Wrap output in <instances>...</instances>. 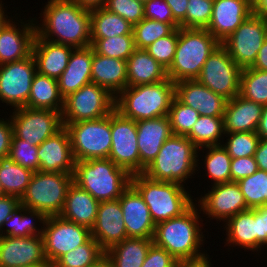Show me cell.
I'll list each match as a JSON object with an SVG mask.
<instances>
[{
	"mask_svg": "<svg viewBox=\"0 0 267 267\" xmlns=\"http://www.w3.org/2000/svg\"><path fill=\"white\" fill-rule=\"evenodd\" d=\"M47 3L41 12L42 24L35 20L39 37L74 49L91 46L90 9L72 0H49Z\"/></svg>",
	"mask_w": 267,
	"mask_h": 267,
	"instance_id": "cell-1",
	"label": "cell"
},
{
	"mask_svg": "<svg viewBox=\"0 0 267 267\" xmlns=\"http://www.w3.org/2000/svg\"><path fill=\"white\" fill-rule=\"evenodd\" d=\"M193 204L181 216L171 218L156 224L153 243L167 250L176 260L195 261L206 257L208 254L200 248L205 241L202 227L199 222L201 217ZM200 225V226H199Z\"/></svg>",
	"mask_w": 267,
	"mask_h": 267,
	"instance_id": "cell-2",
	"label": "cell"
},
{
	"mask_svg": "<svg viewBox=\"0 0 267 267\" xmlns=\"http://www.w3.org/2000/svg\"><path fill=\"white\" fill-rule=\"evenodd\" d=\"M175 97V83L169 78L154 84L127 87L115 100V109L134 121L168 116Z\"/></svg>",
	"mask_w": 267,
	"mask_h": 267,
	"instance_id": "cell-3",
	"label": "cell"
},
{
	"mask_svg": "<svg viewBox=\"0 0 267 267\" xmlns=\"http://www.w3.org/2000/svg\"><path fill=\"white\" fill-rule=\"evenodd\" d=\"M220 44L207 29L179 27L174 59L167 69L168 78L174 83L196 80L207 58Z\"/></svg>",
	"mask_w": 267,
	"mask_h": 267,
	"instance_id": "cell-4",
	"label": "cell"
},
{
	"mask_svg": "<svg viewBox=\"0 0 267 267\" xmlns=\"http://www.w3.org/2000/svg\"><path fill=\"white\" fill-rule=\"evenodd\" d=\"M198 153V148L186 136L172 135L143 174L153 180L184 185L198 169Z\"/></svg>",
	"mask_w": 267,
	"mask_h": 267,
	"instance_id": "cell-5",
	"label": "cell"
},
{
	"mask_svg": "<svg viewBox=\"0 0 267 267\" xmlns=\"http://www.w3.org/2000/svg\"><path fill=\"white\" fill-rule=\"evenodd\" d=\"M73 182L97 201L118 199L131 185V175L109 158L75 162Z\"/></svg>",
	"mask_w": 267,
	"mask_h": 267,
	"instance_id": "cell-6",
	"label": "cell"
},
{
	"mask_svg": "<svg viewBox=\"0 0 267 267\" xmlns=\"http://www.w3.org/2000/svg\"><path fill=\"white\" fill-rule=\"evenodd\" d=\"M131 185L142 196L155 224L181 216L194 204L185 185L153 180L143 173L132 175Z\"/></svg>",
	"mask_w": 267,
	"mask_h": 267,
	"instance_id": "cell-7",
	"label": "cell"
},
{
	"mask_svg": "<svg viewBox=\"0 0 267 267\" xmlns=\"http://www.w3.org/2000/svg\"><path fill=\"white\" fill-rule=\"evenodd\" d=\"M73 174L59 172H34L20 204L37 210L46 217L59 216L64 207L68 187Z\"/></svg>",
	"mask_w": 267,
	"mask_h": 267,
	"instance_id": "cell-8",
	"label": "cell"
},
{
	"mask_svg": "<svg viewBox=\"0 0 267 267\" xmlns=\"http://www.w3.org/2000/svg\"><path fill=\"white\" fill-rule=\"evenodd\" d=\"M71 139L76 162L109 158L112 145L111 113L108 116L75 123H63Z\"/></svg>",
	"mask_w": 267,
	"mask_h": 267,
	"instance_id": "cell-9",
	"label": "cell"
},
{
	"mask_svg": "<svg viewBox=\"0 0 267 267\" xmlns=\"http://www.w3.org/2000/svg\"><path fill=\"white\" fill-rule=\"evenodd\" d=\"M115 100L107 89L90 82L64 98L62 122L75 123L108 116L115 109Z\"/></svg>",
	"mask_w": 267,
	"mask_h": 267,
	"instance_id": "cell-10",
	"label": "cell"
},
{
	"mask_svg": "<svg viewBox=\"0 0 267 267\" xmlns=\"http://www.w3.org/2000/svg\"><path fill=\"white\" fill-rule=\"evenodd\" d=\"M241 71L242 68L220 44L207 58L196 80L215 94L231 100L239 94Z\"/></svg>",
	"mask_w": 267,
	"mask_h": 267,
	"instance_id": "cell-11",
	"label": "cell"
},
{
	"mask_svg": "<svg viewBox=\"0 0 267 267\" xmlns=\"http://www.w3.org/2000/svg\"><path fill=\"white\" fill-rule=\"evenodd\" d=\"M12 110L14 112L9 117L13 134L33 146H39L64 127L61 112L58 111L28 107Z\"/></svg>",
	"mask_w": 267,
	"mask_h": 267,
	"instance_id": "cell-12",
	"label": "cell"
},
{
	"mask_svg": "<svg viewBox=\"0 0 267 267\" xmlns=\"http://www.w3.org/2000/svg\"><path fill=\"white\" fill-rule=\"evenodd\" d=\"M267 38V19L252 14L221 44L242 69L252 67Z\"/></svg>",
	"mask_w": 267,
	"mask_h": 267,
	"instance_id": "cell-13",
	"label": "cell"
},
{
	"mask_svg": "<svg viewBox=\"0 0 267 267\" xmlns=\"http://www.w3.org/2000/svg\"><path fill=\"white\" fill-rule=\"evenodd\" d=\"M111 137L109 159L131 176L140 174L136 121L114 109L111 112Z\"/></svg>",
	"mask_w": 267,
	"mask_h": 267,
	"instance_id": "cell-14",
	"label": "cell"
},
{
	"mask_svg": "<svg viewBox=\"0 0 267 267\" xmlns=\"http://www.w3.org/2000/svg\"><path fill=\"white\" fill-rule=\"evenodd\" d=\"M46 260L55 263L62 255L86 243L91 237V229L60 216L46 218L42 231Z\"/></svg>",
	"mask_w": 267,
	"mask_h": 267,
	"instance_id": "cell-15",
	"label": "cell"
},
{
	"mask_svg": "<svg viewBox=\"0 0 267 267\" xmlns=\"http://www.w3.org/2000/svg\"><path fill=\"white\" fill-rule=\"evenodd\" d=\"M36 62L31 54L26 59L0 65V100L14 109L26 107L35 76Z\"/></svg>",
	"mask_w": 267,
	"mask_h": 267,
	"instance_id": "cell-16",
	"label": "cell"
},
{
	"mask_svg": "<svg viewBox=\"0 0 267 267\" xmlns=\"http://www.w3.org/2000/svg\"><path fill=\"white\" fill-rule=\"evenodd\" d=\"M197 207L207 218L224 223L234 215L250 209L237 182L212 185L211 191L200 197ZM200 203V204H199ZM218 219V220H217Z\"/></svg>",
	"mask_w": 267,
	"mask_h": 267,
	"instance_id": "cell-17",
	"label": "cell"
},
{
	"mask_svg": "<svg viewBox=\"0 0 267 267\" xmlns=\"http://www.w3.org/2000/svg\"><path fill=\"white\" fill-rule=\"evenodd\" d=\"M46 261L42 235L0 236V267H29Z\"/></svg>",
	"mask_w": 267,
	"mask_h": 267,
	"instance_id": "cell-18",
	"label": "cell"
},
{
	"mask_svg": "<svg viewBox=\"0 0 267 267\" xmlns=\"http://www.w3.org/2000/svg\"><path fill=\"white\" fill-rule=\"evenodd\" d=\"M252 14V0H213L207 30L222 43Z\"/></svg>",
	"mask_w": 267,
	"mask_h": 267,
	"instance_id": "cell-19",
	"label": "cell"
},
{
	"mask_svg": "<svg viewBox=\"0 0 267 267\" xmlns=\"http://www.w3.org/2000/svg\"><path fill=\"white\" fill-rule=\"evenodd\" d=\"M13 20L0 31V65L26 59L32 54L36 35L35 21L33 18L26 22L17 20L21 24L16 25L18 23Z\"/></svg>",
	"mask_w": 267,
	"mask_h": 267,
	"instance_id": "cell-20",
	"label": "cell"
},
{
	"mask_svg": "<svg viewBox=\"0 0 267 267\" xmlns=\"http://www.w3.org/2000/svg\"><path fill=\"white\" fill-rule=\"evenodd\" d=\"M39 171L74 174L75 159L68 130L63 127L38 146Z\"/></svg>",
	"mask_w": 267,
	"mask_h": 267,
	"instance_id": "cell-21",
	"label": "cell"
},
{
	"mask_svg": "<svg viewBox=\"0 0 267 267\" xmlns=\"http://www.w3.org/2000/svg\"><path fill=\"white\" fill-rule=\"evenodd\" d=\"M118 199L127 237L153 239L156 224L139 192L130 185Z\"/></svg>",
	"mask_w": 267,
	"mask_h": 267,
	"instance_id": "cell-22",
	"label": "cell"
},
{
	"mask_svg": "<svg viewBox=\"0 0 267 267\" xmlns=\"http://www.w3.org/2000/svg\"><path fill=\"white\" fill-rule=\"evenodd\" d=\"M91 235L105 251L128 238L119 199L99 203Z\"/></svg>",
	"mask_w": 267,
	"mask_h": 267,
	"instance_id": "cell-23",
	"label": "cell"
},
{
	"mask_svg": "<svg viewBox=\"0 0 267 267\" xmlns=\"http://www.w3.org/2000/svg\"><path fill=\"white\" fill-rule=\"evenodd\" d=\"M175 97L181 103L197 110L199 115L209 117H223L228 101L197 80L175 82Z\"/></svg>",
	"mask_w": 267,
	"mask_h": 267,
	"instance_id": "cell-24",
	"label": "cell"
},
{
	"mask_svg": "<svg viewBox=\"0 0 267 267\" xmlns=\"http://www.w3.org/2000/svg\"><path fill=\"white\" fill-rule=\"evenodd\" d=\"M140 173L153 162L163 143L173 133L168 116L136 121Z\"/></svg>",
	"mask_w": 267,
	"mask_h": 267,
	"instance_id": "cell-25",
	"label": "cell"
},
{
	"mask_svg": "<svg viewBox=\"0 0 267 267\" xmlns=\"http://www.w3.org/2000/svg\"><path fill=\"white\" fill-rule=\"evenodd\" d=\"M73 47L42 39L35 35L32 55L39 74L58 79L66 69Z\"/></svg>",
	"mask_w": 267,
	"mask_h": 267,
	"instance_id": "cell-26",
	"label": "cell"
},
{
	"mask_svg": "<svg viewBox=\"0 0 267 267\" xmlns=\"http://www.w3.org/2000/svg\"><path fill=\"white\" fill-rule=\"evenodd\" d=\"M93 47L73 49L68 65L57 79L63 98L91 82Z\"/></svg>",
	"mask_w": 267,
	"mask_h": 267,
	"instance_id": "cell-27",
	"label": "cell"
},
{
	"mask_svg": "<svg viewBox=\"0 0 267 267\" xmlns=\"http://www.w3.org/2000/svg\"><path fill=\"white\" fill-rule=\"evenodd\" d=\"M263 107L239 94L228 100L223 114L225 133L256 132Z\"/></svg>",
	"mask_w": 267,
	"mask_h": 267,
	"instance_id": "cell-28",
	"label": "cell"
},
{
	"mask_svg": "<svg viewBox=\"0 0 267 267\" xmlns=\"http://www.w3.org/2000/svg\"><path fill=\"white\" fill-rule=\"evenodd\" d=\"M99 201L76 183L68 187L64 207L59 216L91 229L96 221Z\"/></svg>",
	"mask_w": 267,
	"mask_h": 267,
	"instance_id": "cell-29",
	"label": "cell"
},
{
	"mask_svg": "<svg viewBox=\"0 0 267 267\" xmlns=\"http://www.w3.org/2000/svg\"><path fill=\"white\" fill-rule=\"evenodd\" d=\"M91 82L117 96L127 88V65L122 59L97 54L93 49Z\"/></svg>",
	"mask_w": 267,
	"mask_h": 267,
	"instance_id": "cell-30",
	"label": "cell"
},
{
	"mask_svg": "<svg viewBox=\"0 0 267 267\" xmlns=\"http://www.w3.org/2000/svg\"><path fill=\"white\" fill-rule=\"evenodd\" d=\"M126 65L127 87L154 84L168 79L167 69L145 49H135Z\"/></svg>",
	"mask_w": 267,
	"mask_h": 267,
	"instance_id": "cell-31",
	"label": "cell"
},
{
	"mask_svg": "<svg viewBox=\"0 0 267 267\" xmlns=\"http://www.w3.org/2000/svg\"><path fill=\"white\" fill-rule=\"evenodd\" d=\"M226 245L257 252V208L242 211L225 223Z\"/></svg>",
	"mask_w": 267,
	"mask_h": 267,
	"instance_id": "cell-32",
	"label": "cell"
},
{
	"mask_svg": "<svg viewBox=\"0 0 267 267\" xmlns=\"http://www.w3.org/2000/svg\"><path fill=\"white\" fill-rule=\"evenodd\" d=\"M63 106L64 98L60 94L58 81L36 72L26 107L49 109L62 113Z\"/></svg>",
	"mask_w": 267,
	"mask_h": 267,
	"instance_id": "cell-33",
	"label": "cell"
},
{
	"mask_svg": "<svg viewBox=\"0 0 267 267\" xmlns=\"http://www.w3.org/2000/svg\"><path fill=\"white\" fill-rule=\"evenodd\" d=\"M152 239L128 237L108 248L105 254L115 267H142Z\"/></svg>",
	"mask_w": 267,
	"mask_h": 267,
	"instance_id": "cell-34",
	"label": "cell"
},
{
	"mask_svg": "<svg viewBox=\"0 0 267 267\" xmlns=\"http://www.w3.org/2000/svg\"><path fill=\"white\" fill-rule=\"evenodd\" d=\"M46 218L47 217L43 213L28 209L20 204L12 215L3 223L0 229V236L30 237L42 235ZM36 220L42 223V226H38L41 228L36 227V225H39ZM5 227L6 229H4Z\"/></svg>",
	"mask_w": 267,
	"mask_h": 267,
	"instance_id": "cell-35",
	"label": "cell"
},
{
	"mask_svg": "<svg viewBox=\"0 0 267 267\" xmlns=\"http://www.w3.org/2000/svg\"><path fill=\"white\" fill-rule=\"evenodd\" d=\"M90 15L91 38H109L133 34V25L104 7L90 9Z\"/></svg>",
	"mask_w": 267,
	"mask_h": 267,
	"instance_id": "cell-36",
	"label": "cell"
},
{
	"mask_svg": "<svg viewBox=\"0 0 267 267\" xmlns=\"http://www.w3.org/2000/svg\"><path fill=\"white\" fill-rule=\"evenodd\" d=\"M33 173L15 163L9 156L0 159V184L5 195L21 199Z\"/></svg>",
	"mask_w": 267,
	"mask_h": 267,
	"instance_id": "cell-37",
	"label": "cell"
},
{
	"mask_svg": "<svg viewBox=\"0 0 267 267\" xmlns=\"http://www.w3.org/2000/svg\"><path fill=\"white\" fill-rule=\"evenodd\" d=\"M224 135L223 117L200 115L186 137L199 149L206 146L221 145L223 142L221 138L223 140Z\"/></svg>",
	"mask_w": 267,
	"mask_h": 267,
	"instance_id": "cell-38",
	"label": "cell"
},
{
	"mask_svg": "<svg viewBox=\"0 0 267 267\" xmlns=\"http://www.w3.org/2000/svg\"><path fill=\"white\" fill-rule=\"evenodd\" d=\"M207 150L204 163L207 176L213 181L212 185L231 182V161L232 158L222 145H213L199 148Z\"/></svg>",
	"mask_w": 267,
	"mask_h": 267,
	"instance_id": "cell-39",
	"label": "cell"
},
{
	"mask_svg": "<svg viewBox=\"0 0 267 267\" xmlns=\"http://www.w3.org/2000/svg\"><path fill=\"white\" fill-rule=\"evenodd\" d=\"M239 95L243 98L267 105V71L249 67L242 69Z\"/></svg>",
	"mask_w": 267,
	"mask_h": 267,
	"instance_id": "cell-40",
	"label": "cell"
},
{
	"mask_svg": "<svg viewBox=\"0 0 267 267\" xmlns=\"http://www.w3.org/2000/svg\"><path fill=\"white\" fill-rule=\"evenodd\" d=\"M105 250L91 237L86 243L62 255L56 267H91L103 255Z\"/></svg>",
	"mask_w": 267,
	"mask_h": 267,
	"instance_id": "cell-41",
	"label": "cell"
},
{
	"mask_svg": "<svg viewBox=\"0 0 267 267\" xmlns=\"http://www.w3.org/2000/svg\"><path fill=\"white\" fill-rule=\"evenodd\" d=\"M179 27L178 23H164L144 18L133 26L135 48L146 49L150 44L161 37L170 35Z\"/></svg>",
	"mask_w": 267,
	"mask_h": 267,
	"instance_id": "cell-42",
	"label": "cell"
},
{
	"mask_svg": "<svg viewBox=\"0 0 267 267\" xmlns=\"http://www.w3.org/2000/svg\"><path fill=\"white\" fill-rule=\"evenodd\" d=\"M91 46L99 55L125 61H127L136 49L133 34H125L109 38H91Z\"/></svg>",
	"mask_w": 267,
	"mask_h": 267,
	"instance_id": "cell-43",
	"label": "cell"
},
{
	"mask_svg": "<svg viewBox=\"0 0 267 267\" xmlns=\"http://www.w3.org/2000/svg\"><path fill=\"white\" fill-rule=\"evenodd\" d=\"M250 209L267 203V172L258 169L255 173L237 182Z\"/></svg>",
	"mask_w": 267,
	"mask_h": 267,
	"instance_id": "cell-44",
	"label": "cell"
},
{
	"mask_svg": "<svg viewBox=\"0 0 267 267\" xmlns=\"http://www.w3.org/2000/svg\"><path fill=\"white\" fill-rule=\"evenodd\" d=\"M199 112L173 98L168 118L173 135L187 136L199 118Z\"/></svg>",
	"mask_w": 267,
	"mask_h": 267,
	"instance_id": "cell-45",
	"label": "cell"
},
{
	"mask_svg": "<svg viewBox=\"0 0 267 267\" xmlns=\"http://www.w3.org/2000/svg\"><path fill=\"white\" fill-rule=\"evenodd\" d=\"M226 143L221 144L231 158L254 156L260 137L256 132L225 133Z\"/></svg>",
	"mask_w": 267,
	"mask_h": 267,
	"instance_id": "cell-46",
	"label": "cell"
},
{
	"mask_svg": "<svg viewBox=\"0 0 267 267\" xmlns=\"http://www.w3.org/2000/svg\"><path fill=\"white\" fill-rule=\"evenodd\" d=\"M213 0H188L183 28L207 29L212 16Z\"/></svg>",
	"mask_w": 267,
	"mask_h": 267,
	"instance_id": "cell-47",
	"label": "cell"
},
{
	"mask_svg": "<svg viewBox=\"0 0 267 267\" xmlns=\"http://www.w3.org/2000/svg\"><path fill=\"white\" fill-rule=\"evenodd\" d=\"M8 156L15 163L32 172L39 171L38 146H33L25 140L17 138L14 134Z\"/></svg>",
	"mask_w": 267,
	"mask_h": 267,
	"instance_id": "cell-48",
	"label": "cell"
},
{
	"mask_svg": "<svg viewBox=\"0 0 267 267\" xmlns=\"http://www.w3.org/2000/svg\"><path fill=\"white\" fill-rule=\"evenodd\" d=\"M178 42V28L150 44L145 50L163 67L168 69L173 62Z\"/></svg>",
	"mask_w": 267,
	"mask_h": 267,
	"instance_id": "cell-49",
	"label": "cell"
},
{
	"mask_svg": "<svg viewBox=\"0 0 267 267\" xmlns=\"http://www.w3.org/2000/svg\"><path fill=\"white\" fill-rule=\"evenodd\" d=\"M104 8L118 14L133 26L145 18L144 3L140 0H107Z\"/></svg>",
	"mask_w": 267,
	"mask_h": 267,
	"instance_id": "cell-50",
	"label": "cell"
},
{
	"mask_svg": "<svg viewBox=\"0 0 267 267\" xmlns=\"http://www.w3.org/2000/svg\"><path fill=\"white\" fill-rule=\"evenodd\" d=\"M144 15L146 19L164 23H177L165 0H148L144 2Z\"/></svg>",
	"mask_w": 267,
	"mask_h": 267,
	"instance_id": "cell-51",
	"label": "cell"
},
{
	"mask_svg": "<svg viewBox=\"0 0 267 267\" xmlns=\"http://www.w3.org/2000/svg\"><path fill=\"white\" fill-rule=\"evenodd\" d=\"M230 169L231 181L238 182L239 180L255 173L258 170V165L254 156L232 158Z\"/></svg>",
	"mask_w": 267,
	"mask_h": 267,
	"instance_id": "cell-52",
	"label": "cell"
},
{
	"mask_svg": "<svg viewBox=\"0 0 267 267\" xmlns=\"http://www.w3.org/2000/svg\"><path fill=\"white\" fill-rule=\"evenodd\" d=\"M176 261L167 250L152 243L142 267H170Z\"/></svg>",
	"mask_w": 267,
	"mask_h": 267,
	"instance_id": "cell-53",
	"label": "cell"
},
{
	"mask_svg": "<svg viewBox=\"0 0 267 267\" xmlns=\"http://www.w3.org/2000/svg\"><path fill=\"white\" fill-rule=\"evenodd\" d=\"M13 137V127L10 118H0V159L9 155Z\"/></svg>",
	"mask_w": 267,
	"mask_h": 267,
	"instance_id": "cell-54",
	"label": "cell"
},
{
	"mask_svg": "<svg viewBox=\"0 0 267 267\" xmlns=\"http://www.w3.org/2000/svg\"><path fill=\"white\" fill-rule=\"evenodd\" d=\"M19 205L20 199L15 196L0 197V229Z\"/></svg>",
	"mask_w": 267,
	"mask_h": 267,
	"instance_id": "cell-55",
	"label": "cell"
},
{
	"mask_svg": "<svg viewBox=\"0 0 267 267\" xmlns=\"http://www.w3.org/2000/svg\"><path fill=\"white\" fill-rule=\"evenodd\" d=\"M165 2L169 5L174 20L180 24L185 19L188 0H165Z\"/></svg>",
	"mask_w": 267,
	"mask_h": 267,
	"instance_id": "cell-56",
	"label": "cell"
},
{
	"mask_svg": "<svg viewBox=\"0 0 267 267\" xmlns=\"http://www.w3.org/2000/svg\"><path fill=\"white\" fill-rule=\"evenodd\" d=\"M254 159L258 165V169L267 172V139L260 138L254 153Z\"/></svg>",
	"mask_w": 267,
	"mask_h": 267,
	"instance_id": "cell-57",
	"label": "cell"
},
{
	"mask_svg": "<svg viewBox=\"0 0 267 267\" xmlns=\"http://www.w3.org/2000/svg\"><path fill=\"white\" fill-rule=\"evenodd\" d=\"M267 245L265 216L257 209V251Z\"/></svg>",
	"mask_w": 267,
	"mask_h": 267,
	"instance_id": "cell-58",
	"label": "cell"
},
{
	"mask_svg": "<svg viewBox=\"0 0 267 267\" xmlns=\"http://www.w3.org/2000/svg\"><path fill=\"white\" fill-rule=\"evenodd\" d=\"M252 68L267 71V38L259 49L257 59Z\"/></svg>",
	"mask_w": 267,
	"mask_h": 267,
	"instance_id": "cell-59",
	"label": "cell"
},
{
	"mask_svg": "<svg viewBox=\"0 0 267 267\" xmlns=\"http://www.w3.org/2000/svg\"><path fill=\"white\" fill-rule=\"evenodd\" d=\"M256 133L260 138L267 139V105L263 107Z\"/></svg>",
	"mask_w": 267,
	"mask_h": 267,
	"instance_id": "cell-60",
	"label": "cell"
},
{
	"mask_svg": "<svg viewBox=\"0 0 267 267\" xmlns=\"http://www.w3.org/2000/svg\"><path fill=\"white\" fill-rule=\"evenodd\" d=\"M253 14L267 19V0H252Z\"/></svg>",
	"mask_w": 267,
	"mask_h": 267,
	"instance_id": "cell-61",
	"label": "cell"
},
{
	"mask_svg": "<svg viewBox=\"0 0 267 267\" xmlns=\"http://www.w3.org/2000/svg\"><path fill=\"white\" fill-rule=\"evenodd\" d=\"M77 3L79 6L93 9L98 7H104L107 0H72Z\"/></svg>",
	"mask_w": 267,
	"mask_h": 267,
	"instance_id": "cell-62",
	"label": "cell"
},
{
	"mask_svg": "<svg viewBox=\"0 0 267 267\" xmlns=\"http://www.w3.org/2000/svg\"><path fill=\"white\" fill-rule=\"evenodd\" d=\"M211 259L209 258V255L206 257L195 260V261H184V267H212Z\"/></svg>",
	"mask_w": 267,
	"mask_h": 267,
	"instance_id": "cell-63",
	"label": "cell"
},
{
	"mask_svg": "<svg viewBox=\"0 0 267 267\" xmlns=\"http://www.w3.org/2000/svg\"><path fill=\"white\" fill-rule=\"evenodd\" d=\"M91 267H115V266H114L113 262L109 259V257L106 254H104Z\"/></svg>",
	"mask_w": 267,
	"mask_h": 267,
	"instance_id": "cell-64",
	"label": "cell"
},
{
	"mask_svg": "<svg viewBox=\"0 0 267 267\" xmlns=\"http://www.w3.org/2000/svg\"><path fill=\"white\" fill-rule=\"evenodd\" d=\"M5 3L2 4V2L0 3V31L12 20L8 19V15H5V8H3Z\"/></svg>",
	"mask_w": 267,
	"mask_h": 267,
	"instance_id": "cell-65",
	"label": "cell"
},
{
	"mask_svg": "<svg viewBox=\"0 0 267 267\" xmlns=\"http://www.w3.org/2000/svg\"><path fill=\"white\" fill-rule=\"evenodd\" d=\"M257 209L265 216V225H266V232H267V203L257 207Z\"/></svg>",
	"mask_w": 267,
	"mask_h": 267,
	"instance_id": "cell-66",
	"label": "cell"
},
{
	"mask_svg": "<svg viewBox=\"0 0 267 267\" xmlns=\"http://www.w3.org/2000/svg\"><path fill=\"white\" fill-rule=\"evenodd\" d=\"M29 267H56V265H55V263H53L49 260H46L43 263H40V264H37L34 266H29Z\"/></svg>",
	"mask_w": 267,
	"mask_h": 267,
	"instance_id": "cell-67",
	"label": "cell"
},
{
	"mask_svg": "<svg viewBox=\"0 0 267 267\" xmlns=\"http://www.w3.org/2000/svg\"><path fill=\"white\" fill-rule=\"evenodd\" d=\"M170 267H184V261L177 260L172 266Z\"/></svg>",
	"mask_w": 267,
	"mask_h": 267,
	"instance_id": "cell-68",
	"label": "cell"
},
{
	"mask_svg": "<svg viewBox=\"0 0 267 267\" xmlns=\"http://www.w3.org/2000/svg\"><path fill=\"white\" fill-rule=\"evenodd\" d=\"M3 196H5V194H4L3 189L1 187V184H0V197H3Z\"/></svg>",
	"mask_w": 267,
	"mask_h": 267,
	"instance_id": "cell-69",
	"label": "cell"
}]
</instances>
